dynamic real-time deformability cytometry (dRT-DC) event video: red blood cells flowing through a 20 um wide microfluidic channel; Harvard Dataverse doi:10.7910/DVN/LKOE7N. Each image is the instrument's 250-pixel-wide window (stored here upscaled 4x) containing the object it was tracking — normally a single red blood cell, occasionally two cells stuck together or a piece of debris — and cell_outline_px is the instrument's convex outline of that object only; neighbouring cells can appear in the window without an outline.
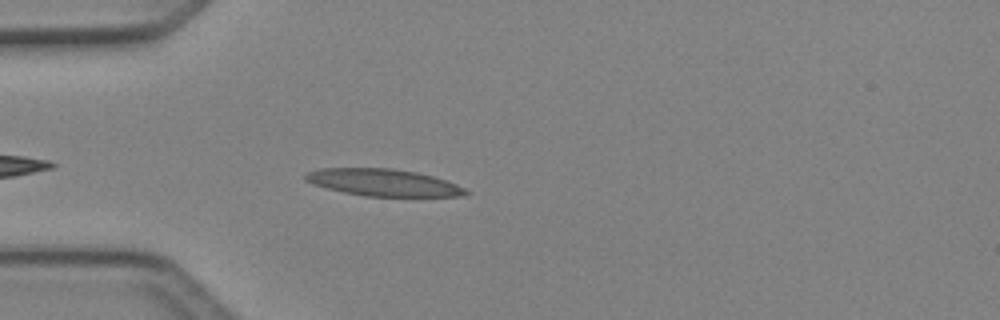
{"species": "Egyptian fruit bat (a non-hibernating species)", "species_latin": "Rousettus aegyptiacus", "temperature_condition": "cold", "stored_images_in_passage": 28, "camera_frame_rate_fps": 3000, "um_per_image_px": 0.085, "animal": {"sex": "female"}, "frame": {"image": 1, "passage_image": 4, "time_ms": 1.0, "image_size_px": [1000, 320], "cell_outline_px": [[472, 192], [464, 196], [364, 196], [344, 192], [312, 184], [304, 180], [304, 176], [308, 172], [320, 168], [392, 168], [416, 172], [432, 176], [456, 184]], "centroid_in_image_um": [32.58, 15.51], "position_along_channel_um": 52.4, "area_um2": 25.14}}
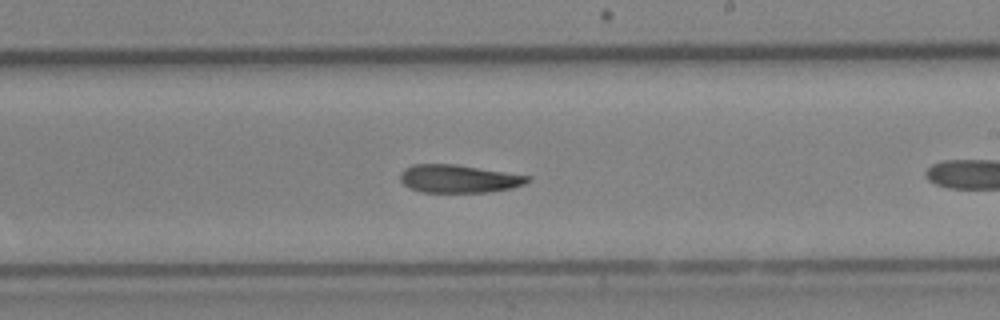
{"frame": {"image": 2, "passage_image": 16, "time_ms": 5.0, "image_size_px": [1000, 320], "cell_outline_px": [[532, 180], [524, 184], [512, 188], [488, 192], [420, 192], [408, 188], [400, 180], [400, 172], [404, 168], [412, 164], [456, 164], [532, 176]], "centroid_in_image_um": [38.99, 15.19], "position_along_channel_um": 250.0, "area_um2": 21.04}}
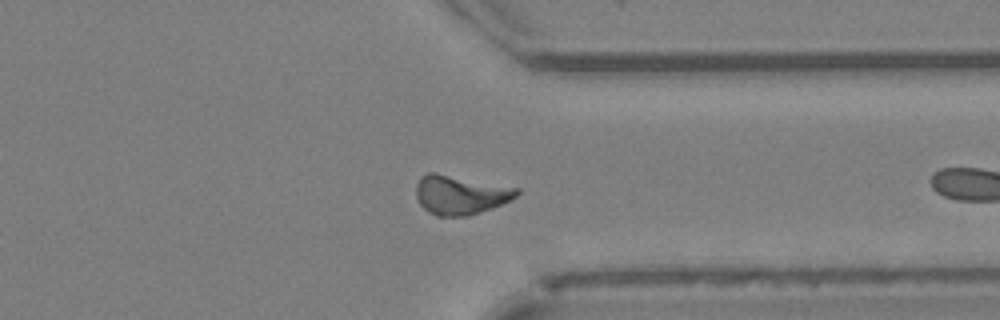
{"frame": {"image": 3, "passage_image": 25, "time_ms": 8.0, "image_size_px": [1000, 320], "cell_outline_px": [[520, 192], [516, 196], [492, 208], [468, 216], [436, 216], [428, 212], [420, 204], [416, 196], [416, 184], [420, 176], [428, 172], [436, 172], [520, 188]], "centroid_in_image_um": [39.09, 16.54], "position_along_channel_um": 372.3, "area_um2": 23.06}, "authors_computed_cell_mechanics": {"area_um2": 21.8195, "velocity_mm_per_s": 4.0818, "shape_relaxation_time_tau1_ms": 7.8356, "shape_relaxation_time_tau2_ms": 9.7071, "deformation_change_tau1": 0.1686, "deformation_change_tau2": 0.2119}}